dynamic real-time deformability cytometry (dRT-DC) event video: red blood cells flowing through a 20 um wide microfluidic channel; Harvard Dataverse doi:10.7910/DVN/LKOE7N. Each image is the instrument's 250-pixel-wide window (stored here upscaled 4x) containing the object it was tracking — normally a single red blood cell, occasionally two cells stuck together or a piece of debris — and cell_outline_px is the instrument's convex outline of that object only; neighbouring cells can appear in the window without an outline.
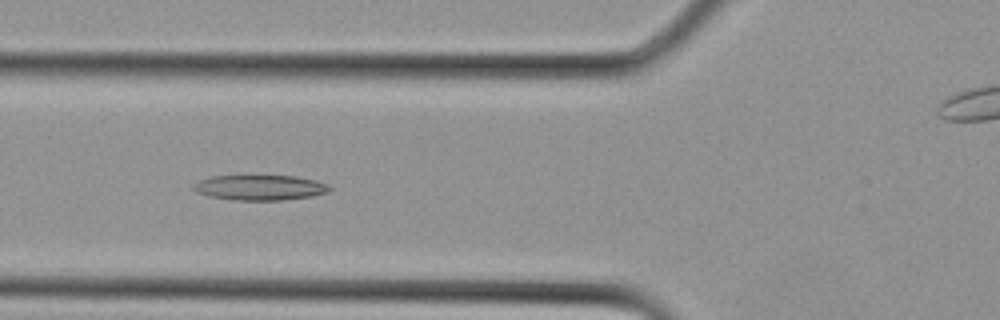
{"species": "Egyptian fruit bat (a non-hibernating species)", "species_latin": "Rousettus aegyptiacus", "temperature_condition": "cold", "stored_images_in_passage": 29, "camera_frame_rate_fps": 3000, "um_per_image_px": 0.085, "animal": {"sex": "female"}, "frame": {"image": 1, "passage_image": 10, "time_ms": 3.0, "image_size_px": [1000, 320], "cell_outline_px": [[332, 188], [328, 192], [312, 196], [284, 200], [232, 200], [208, 196], [196, 192], [192, 188], [192, 184], [200, 180], [212, 176], [244, 172], [296, 176], [316, 180], [328, 184]], "centroid_in_image_um": [22.05, 15.88], "position_along_channel_um": 103.8, "area_um2": 21.33}}
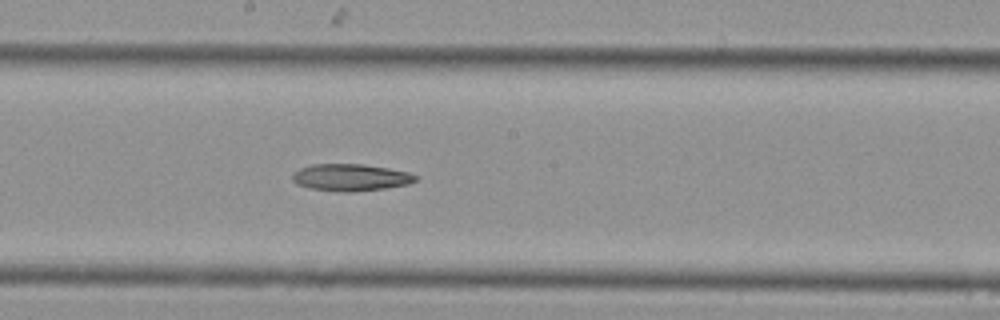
{"frame": {"image": 2, "passage_image": 15, "time_ms": 4.667, "image_size_px": [1000, 320], "cell_outline_px": [[420, 176], [416, 180], [408, 184], [384, 188], [352, 192], [344, 192], [312, 188], [296, 184], [292, 180], [292, 172], [300, 168], [312, 164], [364, 164], [388, 168], [408, 172]], "centroid_in_image_um": [29.8, 15.07], "position_along_channel_um": 218.4, "area_um2": 19.36}}
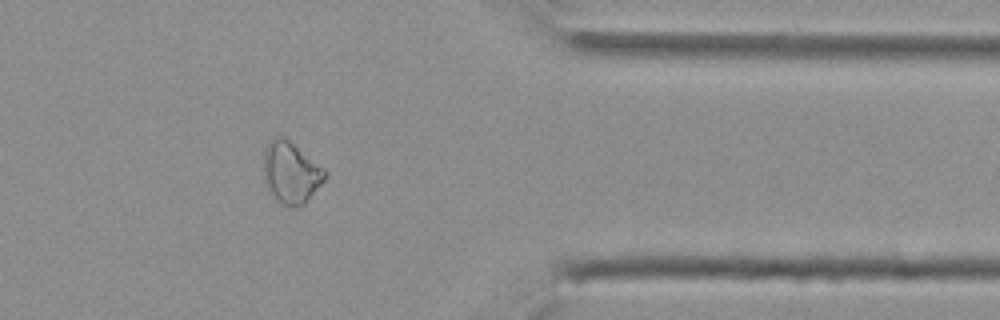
{"frame": {"image": 3, "passage_image": 23, "time_ms": 7.333, "image_size_px": [1000, 320], "cell_outline_px": [[328, 176], [304, 204], [296, 208], [284, 204], [268, 192], [264, 180], [264, 152], [268, 144], [276, 136], [284, 136], [324, 168], [328, 172]], "centroid_in_image_um": [24.74, 14.68], "position_along_channel_um": 386.7, "area_um2": 21.91}}